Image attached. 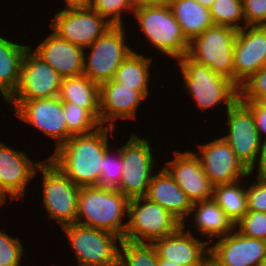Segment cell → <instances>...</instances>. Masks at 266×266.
I'll list each match as a JSON object with an SVG mask.
<instances>
[{
  "instance_id": "36",
  "label": "cell",
  "mask_w": 266,
  "mask_h": 266,
  "mask_svg": "<svg viewBox=\"0 0 266 266\" xmlns=\"http://www.w3.org/2000/svg\"><path fill=\"white\" fill-rule=\"evenodd\" d=\"M90 8L109 20L113 25H122V11L126 9L133 11L135 9L130 0H93ZM106 17L110 18L107 19Z\"/></svg>"
},
{
  "instance_id": "5",
  "label": "cell",
  "mask_w": 266,
  "mask_h": 266,
  "mask_svg": "<svg viewBox=\"0 0 266 266\" xmlns=\"http://www.w3.org/2000/svg\"><path fill=\"white\" fill-rule=\"evenodd\" d=\"M237 30L213 25L188 42L186 56L234 82L233 48Z\"/></svg>"
},
{
  "instance_id": "18",
  "label": "cell",
  "mask_w": 266,
  "mask_h": 266,
  "mask_svg": "<svg viewBox=\"0 0 266 266\" xmlns=\"http://www.w3.org/2000/svg\"><path fill=\"white\" fill-rule=\"evenodd\" d=\"M164 169L185 192L192 203L213 198V184L199 161V156L193 152H175L174 161L167 163ZM172 170V171H171Z\"/></svg>"
},
{
  "instance_id": "43",
  "label": "cell",
  "mask_w": 266,
  "mask_h": 266,
  "mask_svg": "<svg viewBox=\"0 0 266 266\" xmlns=\"http://www.w3.org/2000/svg\"><path fill=\"white\" fill-rule=\"evenodd\" d=\"M133 7L166 2L167 0H130Z\"/></svg>"
},
{
  "instance_id": "31",
  "label": "cell",
  "mask_w": 266,
  "mask_h": 266,
  "mask_svg": "<svg viewBox=\"0 0 266 266\" xmlns=\"http://www.w3.org/2000/svg\"><path fill=\"white\" fill-rule=\"evenodd\" d=\"M64 118L71 136L84 135L96 131L102 125L87 110L70 102H63Z\"/></svg>"
},
{
  "instance_id": "40",
  "label": "cell",
  "mask_w": 266,
  "mask_h": 266,
  "mask_svg": "<svg viewBox=\"0 0 266 266\" xmlns=\"http://www.w3.org/2000/svg\"><path fill=\"white\" fill-rule=\"evenodd\" d=\"M251 111L254 117L255 125L259 134H266V102L262 101H242ZM262 143H266V138Z\"/></svg>"
},
{
  "instance_id": "14",
  "label": "cell",
  "mask_w": 266,
  "mask_h": 266,
  "mask_svg": "<svg viewBox=\"0 0 266 266\" xmlns=\"http://www.w3.org/2000/svg\"><path fill=\"white\" fill-rule=\"evenodd\" d=\"M9 103L15 105L16 115L21 120L57 140L56 148L71 137L64 118L63 102L58 97L9 101Z\"/></svg>"
},
{
  "instance_id": "20",
  "label": "cell",
  "mask_w": 266,
  "mask_h": 266,
  "mask_svg": "<svg viewBox=\"0 0 266 266\" xmlns=\"http://www.w3.org/2000/svg\"><path fill=\"white\" fill-rule=\"evenodd\" d=\"M143 99L145 97L133 87L124 86L113 79L103 82L99 85L100 124L110 121L109 126L113 127L117 118H136L137 106Z\"/></svg>"
},
{
  "instance_id": "11",
  "label": "cell",
  "mask_w": 266,
  "mask_h": 266,
  "mask_svg": "<svg viewBox=\"0 0 266 266\" xmlns=\"http://www.w3.org/2000/svg\"><path fill=\"white\" fill-rule=\"evenodd\" d=\"M104 19L92 8H65L55 15L50 25L58 37L85 49L113 26Z\"/></svg>"
},
{
  "instance_id": "37",
  "label": "cell",
  "mask_w": 266,
  "mask_h": 266,
  "mask_svg": "<svg viewBox=\"0 0 266 266\" xmlns=\"http://www.w3.org/2000/svg\"><path fill=\"white\" fill-rule=\"evenodd\" d=\"M23 247L17 238L0 230V266H20Z\"/></svg>"
},
{
  "instance_id": "30",
  "label": "cell",
  "mask_w": 266,
  "mask_h": 266,
  "mask_svg": "<svg viewBox=\"0 0 266 266\" xmlns=\"http://www.w3.org/2000/svg\"><path fill=\"white\" fill-rule=\"evenodd\" d=\"M118 266H158V254L152 243H137L128 240L119 242Z\"/></svg>"
},
{
  "instance_id": "9",
  "label": "cell",
  "mask_w": 266,
  "mask_h": 266,
  "mask_svg": "<svg viewBox=\"0 0 266 266\" xmlns=\"http://www.w3.org/2000/svg\"><path fill=\"white\" fill-rule=\"evenodd\" d=\"M39 169L43 174V202L50 219H57L61 227L76 223L80 187L49 159Z\"/></svg>"
},
{
  "instance_id": "41",
  "label": "cell",
  "mask_w": 266,
  "mask_h": 266,
  "mask_svg": "<svg viewBox=\"0 0 266 266\" xmlns=\"http://www.w3.org/2000/svg\"><path fill=\"white\" fill-rule=\"evenodd\" d=\"M259 154L257 178L266 181V143L262 144Z\"/></svg>"
},
{
  "instance_id": "10",
  "label": "cell",
  "mask_w": 266,
  "mask_h": 266,
  "mask_svg": "<svg viewBox=\"0 0 266 266\" xmlns=\"http://www.w3.org/2000/svg\"><path fill=\"white\" fill-rule=\"evenodd\" d=\"M119 149L123 172L116 189L129 199L145 196L153 176L154 162L148 141L132 134L126 145Z\"/></svg>"
},
{
  "instance_id": "46",
  "label": "cell",
  "mask_w": 266,
  "mask_h": 266,
  "mask_svg": "<svg viewBox=\"0 0 266 266\" xmlns=\"http://www.w3.org/2000/svg\"><path fill=\"white\" fill-rule=\"evenodd\" d=\"M5 195L0 192V206L5 202Z\"/></svg>"
},
{
  "instance_id": "23",
  "label": "cell",
  "mask_w": 266,
  "mask_h": 266,
  "mask_svg": "<svg viewBox=\"0 0 266 266\" xmlns=\"http://www.w3.org/2000/svg\"><path fill=\"white\" fill-rule=\"evenodd\" d=\"M145 197L170 212L182 225L185 215L191 213L193 203L164 168L152 176Z\"/></svg>"
},
{
  "instance_id": "42",
  "label": "cell",
  "mask_w": 266,
  "mask_h": 266,
  "mask_svg": "<svg viewBox=\"0 0 266 266\" xmlns=\"http://www.w3.org/2000/svg\"><path fill=\"white\" fill-rule=\"evenodd\" d=\"M67 7L66 9L73 8H90L93 0H65Z\"/></svg>"
},
{
  "instance_id": "27",
  "label": "cell",
  "mask_w": 266,
  "mask_h": 266,
  "mask_svg": "<svg viewBox=\"0 0 266 266\" xmlns=\"http://www.w3.org/2000/svg\"><path fill=\"white\" fill-rule=\"evenodd\" d=\"M192 211L196 213L194 219L198 230L207 237L227 235L236 228L232 220L213 199L194 202Z\"/></svg>"
},
{
  "instance_id": "38",
  "label": "cell",
  "mask_w": 266,
  "mask_h": 266,
  "mask_svg": "<svg viewBox=\"0 0 266 266\" xmlns=\"http://www.w3.org/2000/svg\"><path fill=\"white\" fill-rule=\"evenodd\" d=\"M245 26L266 25V0H242Z\"/></svg>"
},
{
  "instance_id": "16",
  "label": "cell",
  "mask_w": 266,
  "mask_h": 266,
  "mask_svg": "<svg viewBox=\"0 0 266 266\" xmlns=\"http://www.w3.org/2000/svg\"><path fill=\"white\" fill-rule=\"evenodd\" d=\"M247 28L248 31H245ZM266 64V25L237 30L233 48L234 83L240 87Z\"/></svg>"
},
{
  "instance_id": "39",
  "label": "cell",
  "mask_w": 266,
  "mask_h": 266,
  "mask_svg": "<svg viewBox=\"0 0 266 266\" xmlns=\"http://www.w3.org/2000/svg\"><path fill=\"white\" fill-rule=\"evenodd\" d=\"M257 182L247 189L248 211L266 212V181L257 178Z\"/></svg>"
},
{
  "instance_id": "22",
  "label": "cell",
  "mask_w": 266,
  "mask_h": 266,
  "mask_svg": "<svg viewBox=\"0 0 266 266\" xmlns=\"http://www.w3.org/2000/svg\"><path fill=\"white\" fill-rule=\"evenodd\" d=\"M35 53L54 68L62 78L83 74L84 49L61 39L55 33L40 43Z\"/></svg>"
},
{
  "instance_id": "45",
  "label": "cell",
  "mask_w": 266,
  "mask_h": 266,
  "mask_svg": "<svg viewBox=\"0 0 266 266\" xmlns=\"http://www.w3.org/2000/svg\"><path fill=\"white\" fill-rule=\"evenodd\" d=\"M197 3H199L200 5L207 7V8H211L213 5V2L215 0H195Z\"/></svg>"
},
{
  "instance_id": "44",
  "label": "cell",
  "mask_w": 266,
  "mask_h": 266,
  "mask_svg": "<svg viewBox=\"0 0 266 266\" xmlns=\"http://www.w3.org/2000/svg\"><path fill=\"white\" fill-rule=\"evenodd\" d=\"M158 266H181L164 258H158Z\"/></svg>"
},
{
  "instance_id": "3",
  "label": "cell",
  "mask_w": 266,
  "mask_h": 266,
  "mask_svg": "<svg viewBox=\"0 0 266 266\" xmlns=\"http://www.w3.org/2000/svg\"><path fill=\"white\" fill-rule=\"evenodd\" d=\"M177 60L185 87L203 111L222 101L226 102V108H229L239 99V87L227 77L215 73L211 68L186 55Z\"/></svg>"
},
{
  "instance_id": "25",
  "label": "cell",
  "mask_w": 266,
  "mask_h": 266,
  "mask_svg": "<svg viewBox=\"0 0 266 266\" xmlns=\"http://www.w3.org/2000/svg\"><path fill=\"white\" fill-rule=\"evenodd\" d=\"M58 98L87 109L99 121V85L84 74L62 78Z\"/></svg>"
},
{
  "instance_id": "15",
  "label": "cell",
  "mask_w": 266,
  "mask_h": 266,
  "mask_svg": "<svg viewBox=\"0 0 266 266\" xmlns=\"http://www.w3.org/2000/svg\"><path fill=\"white\" fill-rule=\"evenodd\" d=\"M209 266H266V241L235 232L209 247Z\"/></svg>"
},
{
  "instance_id": "19",
  "label": "cell",
  "mask_w": 266,
  "mask_h": 266,
  "mask_svg": "<svg viewBox=\"0 0 266 266\" xmlns=\"http://www.w3.org/2000/svg\"><path fill=\"white\" fill-rule=\"evenodd\" d=\"M184 226L152 243L158 258L170 260L181 266H209V257L206 258L203 254H209V248H204L209 242L195 239L189 230L184 233Z\"/></svg>"
},
{
  "instance_id": "1",
  "label": "cell",
  "mask_w": 266,
  "mask_h": 266,
  "mask_svg": "<svg viewBox=\"0 0 266 266\" xmlns=\"http://www.w3.org/2000/svg\"><path fill=\"white\" fill-rule=\"evenodd\" d=\"M102 125L96 131L71 136L56 148L49 160L77 186H100L102 158L108 149V131L114 127Z\"/></svg>"
},
{
  "instance_id": "35",
  "label": "cell",
  "mask_w": 266,
  "mask_h": 266,
  "mask_svg": "<svg viewBox=\"0 0 266 266\" xmlns=\"http://www.w3.org/2000/svg\"><path fill=\"white\" fill-rule=\"evenodd\" d=\"M235 226L246 237L266 241V212L247 211Z\"/></svg>"
},
{
  "instance_id": "7",
  "label": "cell",
  "mask_w": 266,
  "mask_h": 266,
  "mask_svg": "<svg viewBox=\"0 0 266 266\" xmlns=\"http://www.w3.org/2000/svg\"><path fill=\"white\" fill-rule=\"evenodd\" d=\"M62 228L75 249L78 266H118L119 248L115 242L121 241L119 236L77 223Z\"/></svg>"
},
{
  "instance_id": "8",
  "label": "cell",
  "mask_w": 266,
  "mask_h": 266,
  "mask_svg": "<svg viewBox=\"0 0 266 266\" xmlns=\"http://www.w3.org/2000/svg\"><path fill=\"white\" fill-rule=\"evenodd\" d=\"M122 25H113L92 45L86 62L84 54L83 74L98 85L114 78L119 65L133 52L124 42Z\"/></svg>"
},
{
  "instance_id": "21",
  "label": "cell",
  "mask_w": 266,
  "mask_h": 266,
  "mask_svg": "<svg viewBox=\"0 0 266 266\" xmlns=\"http://www.w3.org/2000/svg\"><path fill=\"white\" fill-rule=\"evenodd\" d=\"M41 162L32 163L24 152L9 148L0 142V192L12 199L22 197L27 182L36 174Z\"/></svg>"
},
{
  "instance_id": "4",
  "label": "cell",
  "mask_w": 266,
  "mask_h": 266,
  "mask_svg": "<svg viewBox=\"0 0 266 266\" xmlns=\"http://www.w3.org/2000/svg\"><path fill=\"white\" fill-rule=\"evenodd\" d=\"M133 13L158 50L177 59L187 54L188 41L167 2L138 6Z\"/></svg>"
},
{
  "instance_id": "6",
  "label": "cell",
  "mask_w": 266,
  "mask_h": 266,
  "mask_svg": "<svg viewBox=\"0 0 266 266\" xmlns=\"http://www.w3.org/2000/svg\"><path fill=\"white\" fill-rule=\"evenodd\" d=\"M140 202H144L140 205ZM124 240L153 243L155 240L176 232L182 223L159 204L145 196L130 198L128 202Z\"/></svg>"
},
{
  "instance_id": "13",
  "label": "cell",
  "mask_w": 266,
  "mask_h": 266,
  "mask_svg": "<svg viewBox=\"0 0 266 266\" xmlns=\"http://www.w3.org/2000/svg\"><path fill=\"white\" fill-rule=\"evenodd\" d=\"M226 111L229 134L222 138L231 146L251 175L262 146L252 111L240 99Z\"/></svg>"
},
{
  "instance_id": "24",
  "label": "cell",
  "mask_w": 266,
  "mask_h": 266,
  "mask_svg": "<svg viewBox=\"0 0 266 266\" xmlns=\"http://www.w3.org/2000/svg\"><path fill=\"white\" fill-rule=\"evenodd\" d=\"M166 2L188 42L214 25L210 9L195 0H167Z\"/></svg>"
},
{
  "instance_id": "26",
  "label": "cell",
  "mask_w": 266,
  "mask_h": 266,
  "mask_svg": "<svg viewBox=\"0 0 266 266\" xmlns=\"http://www.w3.org/2000/svg\"><path fill=\"white\" fill-rule=\"evenodd\" d=\"M28 47L0 36V91L6 101L18 87L21 63Z\"/></svg>"
},
{
  "instance_id": "17",
  "label": "cell",
  "mask_w": 266,
  "mask_h": 266,
  "mask_svg": "<svg viewBox=\"0 0 266 266\" xmlns=\"http://www.w3.org/2000/svg\"><path fill=\"white\" fill-rule=\"evenodd\" d=\"M199 148L202 154L199 161L213 185L237 182L241 176L249 175V170L223 138L199 145Z\"/></svg>"
},
{
  "instance_id": "2",
  "label": "cell",
  "mask_w": 266,
  "mask_h": 266,
  "mask_svg": "<svg viewBox=\"0 0 266 266\" xmlns=\"http://www.w3.org/2000/svg\"><path fill=\"white\" fill-rule=\"evenodd\" d=\"M128 202L129 198L117 189L99 185L80 187L76 223L109 231L124 240L127 224L123 225L122 218L128 213ZM82 216L87 220L81 221Z\"/></svg>"
},
{
  "instance_id": "34",
  "label": "cell",
  "mask_w": 266,
  "mask_h": 266,
  "mask_svg": "<svg viewBox=\"0 0 266 266\" xmlns=\"http://www.w3.org/2000/svg\"><path fill=\"white\" fill-rule=\"evenodd\" d=\"M239 99L266 102V67H262L239 87Z\"/></svg>"
},
{
  "instance_id": "33",
  "label": "cell",
  "mask_w": 266,
  "mask_h": 266,
  "mask_svg": "<svg viewBox=\"0 0 266 266\" xmlns=\"http://www.w3.org/2000/svg\"><path fill=\"white\" fill-rule=\"evenodd\" d=\"M119 157L116 161L111 157L109 148L102 158V169L100 170V186L116 189L121 182L123 162L120 149H117Z\"/></svg>"
},
{
  "instance_id": "32",
  "label": "cell",
  "mask_w": 266,
  "mask_h": 266,
  "mask_svg": "<svg viewBox=\"0 0 266 266\" xmlns=\"http://www.w3.org/2000/svg\"><path fill=\"white\" fill-rule=\"evenodd\" d=\"M210 13L214 25L228 26L236 30L241 29L236 21L245 19L242 0H215Z\"/></svg>"
},
{
  "instance_id": "29",
  "label": "cell",
  "mask_w": 266,
  "mask_h": 266,
  "mask_svg": "<svg viewBox=\"0 0 266 266\" xmlns=\"http://www.w3.org/2000/svg\"><path fill=\"white\" fill-rule=\"evenodd\" d=\"M238 182L217 184L213 186V200L236 224L248 211L247 189Z\"/></svg>"
},
{
  "instance_id": "28",
  "label": "cell",
  "mask_w": 266,
  "mask_h": 266,
  "mask_svg": "<svg viewBox=\"0 0 266 266\" xmlns=\"http://www.w3.org/2000/svg\"><path fill=\"white\" fill-rule=\"evenodd\" d=\"M151 58H145L134 51L119 65L113 80L127 87H133L145 98L148 96V67Z\"/></svg>"
},
{
  "instance_id": "12",
  "label": "cell",
  "mask_w": 266,
  "mask_h": 266,
  "mask_svg": "<svg viewBox=\"0 0 266 266\" xmlns=\"http://www.w3.org/2000/svg\"><path fill=\"white\" fill-rule=\"evenodd\" d=\"M30 49L22 59L18 87L7 102L58 97L62 77Z\"/></svg>"
}]
</instances>
